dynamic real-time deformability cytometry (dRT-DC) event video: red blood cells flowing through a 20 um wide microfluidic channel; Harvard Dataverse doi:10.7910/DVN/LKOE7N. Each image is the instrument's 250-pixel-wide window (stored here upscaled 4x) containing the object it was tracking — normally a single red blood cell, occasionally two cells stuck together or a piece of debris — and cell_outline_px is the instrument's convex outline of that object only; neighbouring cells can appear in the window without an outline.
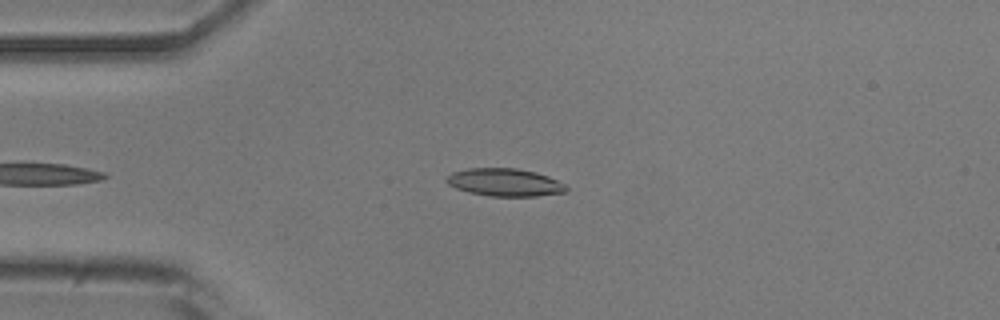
{"species": "common noctule bat (a hibernating species)", "species_latin": "Nyctalus noctula", "temperature_condition": "room temperature", "stored_images_in_passage": 8, "camera_frame_rate_fps": 3000, "um_per_image_px": 0.085, "animal": {"sex": "male", "body_mass_g": 20.5, "forearm_length_mm": 52.5}, "frame": {"image": 1, "passage_image": 2, "time_ms": 0.333, "image_size_px": [1000, 320], "cell_outline_px": [[568, 192], [536, 196], [488, 196], [468, 192], [456, 188], [448, 184], [444, 180], [452, 172], [468, 168], [516, 168], [536, 172], [548, 176], [564, 184], [568, 188]], "centroid_in_image_um": [42.9, 15.5], "position_along_channel_um": 42.1, "area_um2": 19.42}}
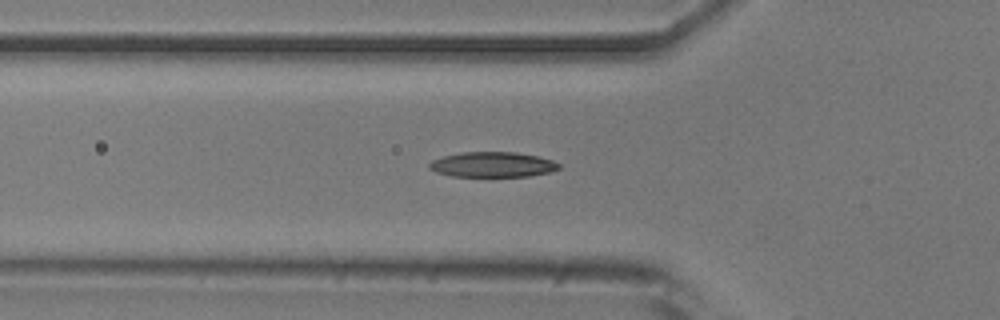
{"frame": {"image": 2, "passage_image": 7, "time_ms": 2.0, "image_size_px": [1000, 320], "cell_outline_px": [[560, 168], [552, 172], [528, 176], [452, 176], [436, 172], [428, 168], [428, 164], [432, 160], [444, 156], [464, 152], [516, 152], [536, 156], [552, 160], [560, 164]], "centroid_in_image_um": [41.87, 13.99], "position_along_channel_um": 83.9, "area_um2": 18.96}}